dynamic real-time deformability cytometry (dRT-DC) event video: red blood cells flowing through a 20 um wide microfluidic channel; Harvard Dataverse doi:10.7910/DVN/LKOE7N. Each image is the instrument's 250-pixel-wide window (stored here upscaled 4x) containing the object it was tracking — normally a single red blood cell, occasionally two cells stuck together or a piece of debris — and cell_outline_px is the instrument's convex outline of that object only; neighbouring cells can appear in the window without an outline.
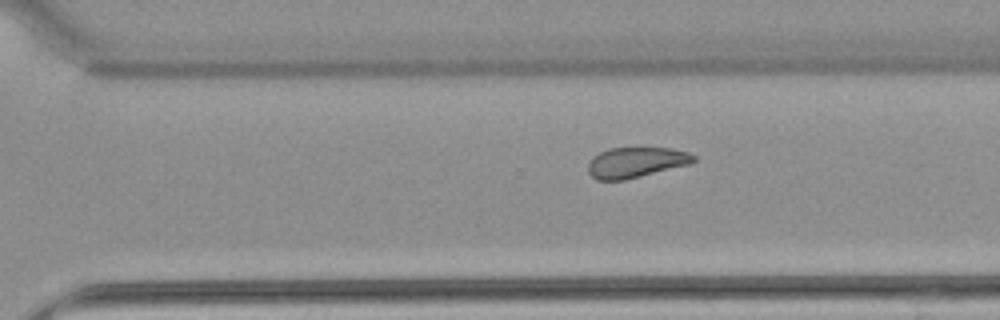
{"species": "common noctule bat (a hibernating species)", "species_latin": "Nyctalus noctula", "temperature_condition": "warm", "stored_images_in_passage": 10, "camera_frame_rate_fps": 3000, "um_per_image_px": 0.085, "animal": {"sex": "female", "body_mass_g": 22.7, "forearm_length_mm": 54.2}, "frame": {"image": 1, "passage_image": 10, "time_ms": 11.667, "image_size_px": [1000, 320], "cell_outline_px": [[696, 160], [688, 164], [624, 180], [596, 180], [588, 172], [588, 164], [592, 156], [608, 148], [668, 148], [688, 152], [696, 156]], "centroid_in_image_um": [54.01, 13.8], "position_along_channel_um": 316.6, "area_um2": 18.55}}